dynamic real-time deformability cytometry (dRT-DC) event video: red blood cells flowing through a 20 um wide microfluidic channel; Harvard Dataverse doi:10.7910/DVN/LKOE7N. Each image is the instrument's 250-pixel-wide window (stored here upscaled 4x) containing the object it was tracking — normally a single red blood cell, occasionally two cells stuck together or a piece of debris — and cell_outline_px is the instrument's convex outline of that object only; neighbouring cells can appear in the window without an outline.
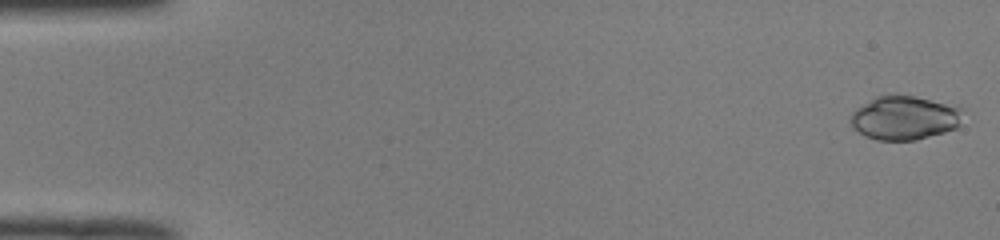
{"species": "common noctule bat (a hibernating species)", "species_latin": "Nyctalus noctula", "temperature_condition": "room temperature", "stored_images_in_passage": 2, "camera_frame_rate_fps": 3000, "um_per_image_px": 0.085, "animal": {"sex": "male", "body_mass_g": 19.0, "forearm_length_mm": 50.8}, "frame": {"image": 1, "passage_image": 1, "time_ms": 0.0, "image_size_px": [1000, 240], "cell_outline_px": [[960, 124], [956, 128], [944, 132], [916, 140], [876, 140], [864, 136], [852, 128], [848, 120], [852, 112], [856, 108], [876, 96], [896, 92], [960, 104]], "centroid_in_image_um": [76.86, 9.97], "position_along_channel_um": 8.1, "area_um2": 29.71}}